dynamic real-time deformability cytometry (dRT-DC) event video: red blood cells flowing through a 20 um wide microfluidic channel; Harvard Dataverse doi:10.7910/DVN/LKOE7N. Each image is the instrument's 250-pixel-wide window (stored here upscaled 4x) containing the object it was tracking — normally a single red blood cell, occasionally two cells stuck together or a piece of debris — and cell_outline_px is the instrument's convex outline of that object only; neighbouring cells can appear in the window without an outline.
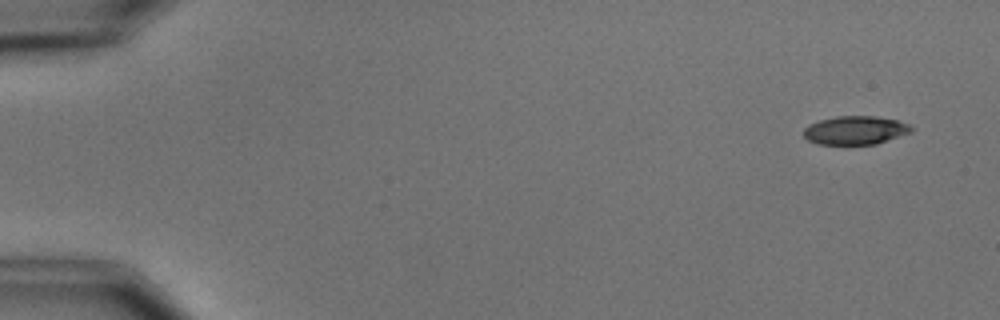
{"species": "common noctule bat (a hibernating species)", "species_latin": "Nyctalus noctula", "temperature_condition": "cold", "stored_images_in_passage": 6, "camera_frame_rate_fps": 3000, "um_per_image_px": 0.085, "animal": {"sex": "male", "body_mass_g": 15.6}, "frame": {"image": 1, "passage_image": 1, "time_ms": 0.0, "image_size_px": [1000, 320], "cell_outline_px": [[912, 132], [876, 144], [816, 144], [808, 140], [804, 136], [804, 128], [808, 124], [820, 120], [836, 116], [876, 116], [896, 120], [908, 124], [912, 128]], "centroid_in_image_um": [72.68, 11.07], "position_along_channel_um": 12.3, "area_um2": 17.86}}
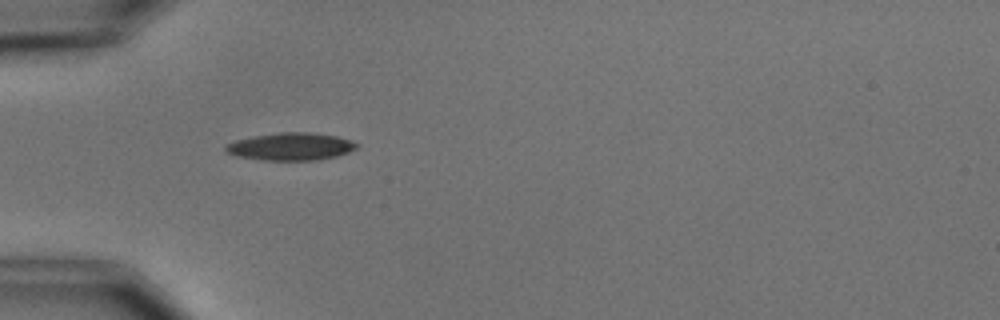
{"frame": {"image": 2, "passage_image": 5, "time_ms": 4.667, "image_size_px": [1000, 320], "cell_outline_px": [[356, 148], [348, 152], [336, 156], [320, 160], [264, 160], [236, 156], [228, 152], [224, 148], [224, 144], [236, 140], [256, 136], [280, 132], [308, 132], [336, 136], [352, 140], [356, 144]], "centroid_in_image_um": [24.7, 12.46], "position_along_channel_um": 60.3, "area_um2": 20.87}}